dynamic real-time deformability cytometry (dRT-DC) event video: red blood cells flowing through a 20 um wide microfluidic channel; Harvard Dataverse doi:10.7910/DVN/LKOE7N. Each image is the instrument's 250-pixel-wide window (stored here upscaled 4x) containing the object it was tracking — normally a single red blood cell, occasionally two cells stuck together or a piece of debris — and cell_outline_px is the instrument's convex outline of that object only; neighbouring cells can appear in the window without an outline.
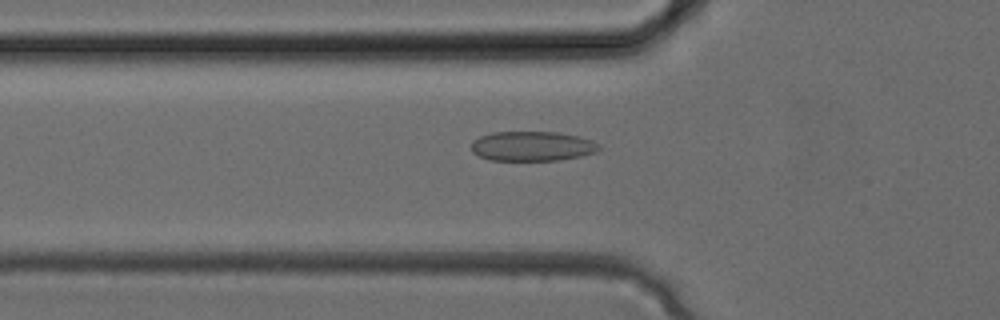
{"species": "common noctule bat (a hibernating species)", "species_latin": "Nyctalus noctula", "temperature_condition": "cold", "stored_images_in_passage": 33, "camera_frame_rate_fps": 3000, "um_per_image_px": 0.085, "animal": {"sex": "female", "body_mass_g": 24.6, "forearm_length_mm": 56.2}, "frame": {"image": 1, "passage_image": 11, "time_ms": 3.333, "image_size_px": [1000, 320], "cell_outline_px": [[600, 148], [596, 152], [580, 156], [560, 160], [488, 160], [472, 152], [472, 140], [480, 136], [492, 132], [560, 132], [580, 136], [592, 140], [600, 144]], "centroid_in_image_um": [45.25, 12.42], "position_along_channel_um": 80.5, "area_um2": 22.25}}
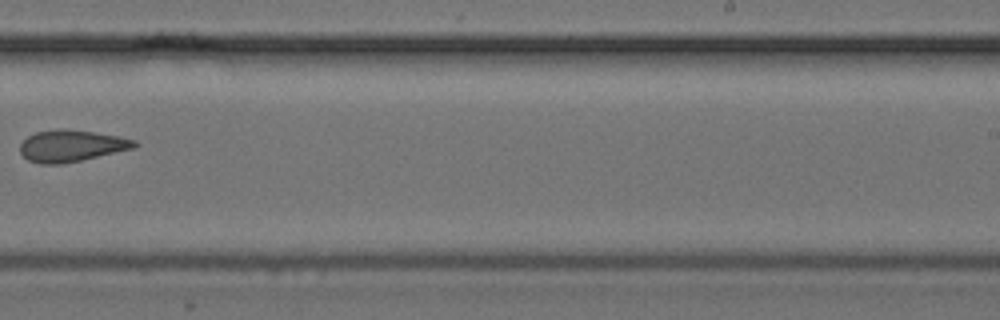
{"frame": {"image": 2, "passage_image": 21, "time_ms": 6.667, "image_size_px": [1000, 320], "cell_outline_px": [[140, 144], [136, 148], [80, 160], [60, 164], [40, 164], [28, 160], [20, 152], [20, 144], [28, 136], [36, 132], [60, 128], [68, 128], [96, 132], [120, 136], [136, 140]], "centroid_in_image_um": [6.11, 12.38], "position_along_channel_um": 282.9, "area_um2": 21.33}}
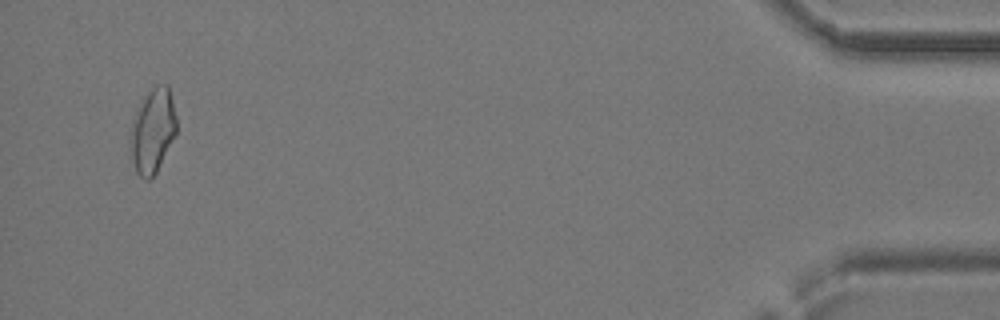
{"frame": {"image": 3, "passage_image": 32, "time_ms": 10.333, "image_size_px": [1000, 320], "cell_outline_px": [[176, 132], [156, 172], [148, 180], [144, 180], [136, 172], [132, 160], [128, 140], [132, 120], [144, 96], [156, 84], [168, 84], [176, 116]], "centroid_in_image_um": [12.94, 11.11], "position_along_channel_um": 422.3, "area_um2": 22.66}}